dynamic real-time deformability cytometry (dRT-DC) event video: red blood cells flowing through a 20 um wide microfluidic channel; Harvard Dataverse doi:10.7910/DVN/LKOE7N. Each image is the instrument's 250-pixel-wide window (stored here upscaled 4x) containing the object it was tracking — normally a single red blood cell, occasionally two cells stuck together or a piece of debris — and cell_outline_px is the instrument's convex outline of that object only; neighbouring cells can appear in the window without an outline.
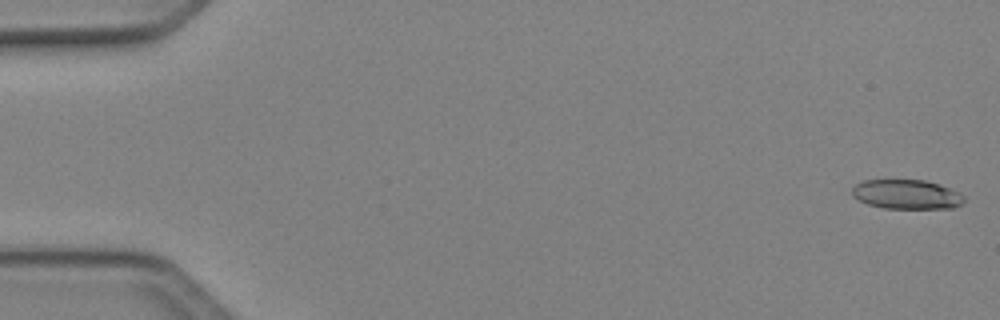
{"species": "Egyptian fruit bat (a non-hibernating species)", "species_latin": "Rousettus aegyptiacus", "temperature_condition": "cold", "stored_images_in_passage": 49, "camera_frame_rate_fps": 3000, "um_per_image_px": 0.085, "animal": {"sex": "female"}, "frame": {"image": 1, "passage_image": 1, "time_ms": 0.0, "image_size_px": [1000, 320], "cell_outline_px": [[964, 200], [960, 204], [952, 208], [884, 208], [868, 204], [852, 196], [852, 188], [856, 184], [864, 180], [924, 180], [948, 188], [964, 196]], "centroid_in_image_um": [77.02, 16.52], "position_along_channel_um": 8.0, "area_um2": 18.84}}
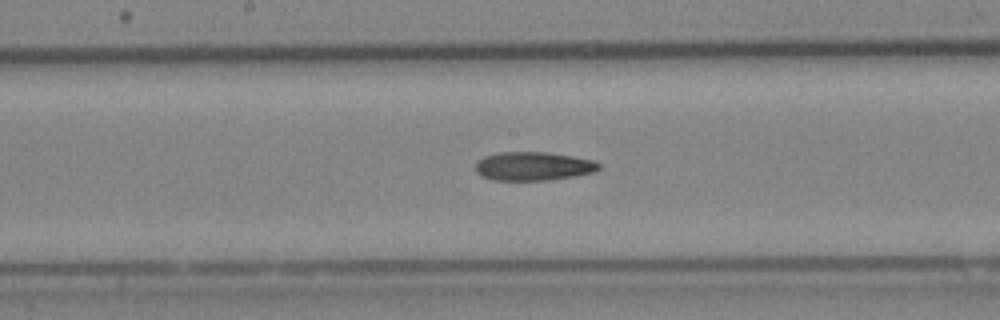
{"frame": {"image": 2, "passage_image": 26, "time_ms": 8.333, "image_size_px": [1000, 320], "cell_outline_px": [[600, 168], [596, 172], [576, 176], [548, 180], [492, 180], [476, 172], [476, 160], [484, 156], [500, 152], [544, 152], [572, 156], [596, 160], [600, 164]], "centroid_in_image_um": [45.36, 14.12], "position_along_channel_um": 202.8, "area_um2": 20.75}}
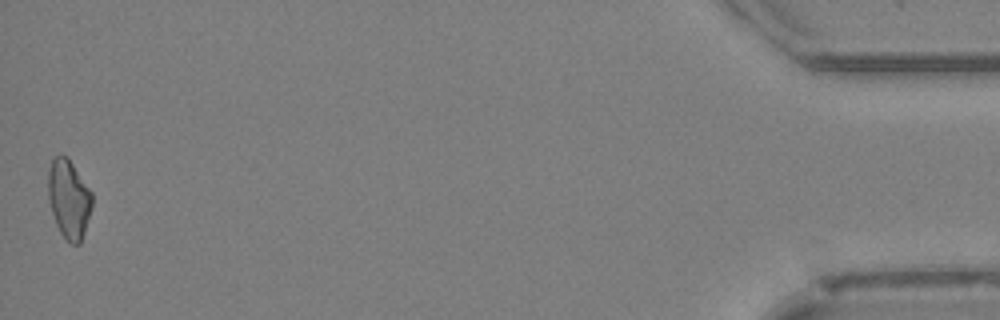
{"frame": {"image": 3, "passage_image": 49, "time_ms": 16.0, "image_size_px": [1000, 320], "cell_outline_px": [[92, 204], [84, 232], [80, 244], [72, 244], [60, 232], [56, 224], [48, 200], [48, 168], [52, 160], [56, 156], [68, 156], [92, 192]], "centroid_in_image_um": [5.84, 16.88], "position_along_channel_um": 429.4, "area_um2": 20.06}, "authors_computed_cell_mechanics": {"area_um2": 20.4612, "velocity_mm_per_s": 4.1706, "shape_relaxation_time_tau1_ms": 11.0584, "shape_relaxation_time_tau2_ms": null, "deformation_change_tau1": 0.2332, "deformation_change_tau2": null}}